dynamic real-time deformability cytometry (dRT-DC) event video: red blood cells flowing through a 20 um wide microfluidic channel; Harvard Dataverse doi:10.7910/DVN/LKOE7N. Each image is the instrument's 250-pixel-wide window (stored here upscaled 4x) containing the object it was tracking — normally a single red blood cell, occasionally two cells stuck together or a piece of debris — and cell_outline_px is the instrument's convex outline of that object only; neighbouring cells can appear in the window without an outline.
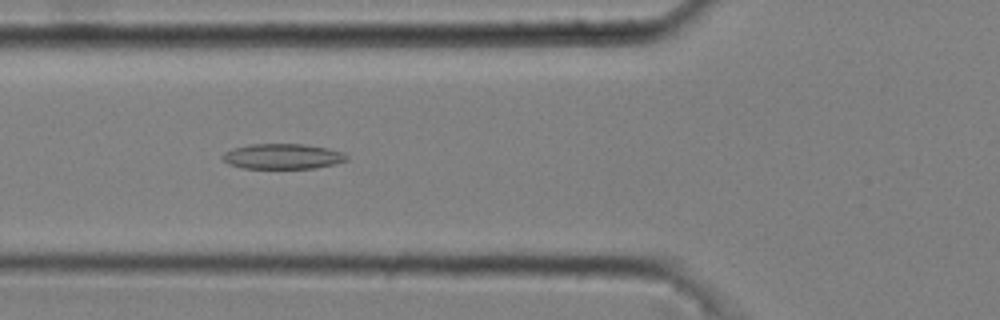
{"species": "common noctule bat (a hibernating species)", "species_latin": "Nyctalus noctula", "temperature_condition": "cold", "stored_images_in_passage": 41, "camera_frame_rate_fps": 3000, "um_per_image_px": 0.085, "animal": {"sex": "male", "body_mass_g": 20.4}, "frame": {"image": 1, "passage_image": 14, "time_ms": 4.333, "image_size_px": [1000, 320], "cell_outline_px": [[348, 160], [336, 164], [316, 168], [240, 168], [228, 164], [220, 156], [224, 152], [232, 148], [252, 144], [304, 144], [328, 148], [344, 152], [348, 156]], "centroid_in_image_um": [24.03, 13.29], "position_along_channel_um": 101.8, "area_um2": 18.5}}
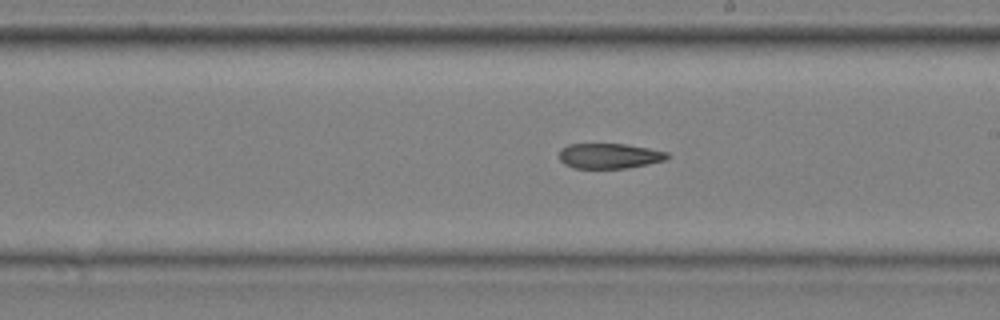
{"frame": {"image": 2, "passage_image": 25, "time_ms": 8.0, "image_size_px": [1000, 320], "cell_outline_px": [[668, 160], [628, 168], [572, 168], [564, 164], [560, 160], [560, 148], [568, 144], [624, 144], [648, 148], [668, 152]], "centroid_in_image_um": [51.79, 13.26], "position_along_channel_um": 237.2, "area_um2": 15.95}}
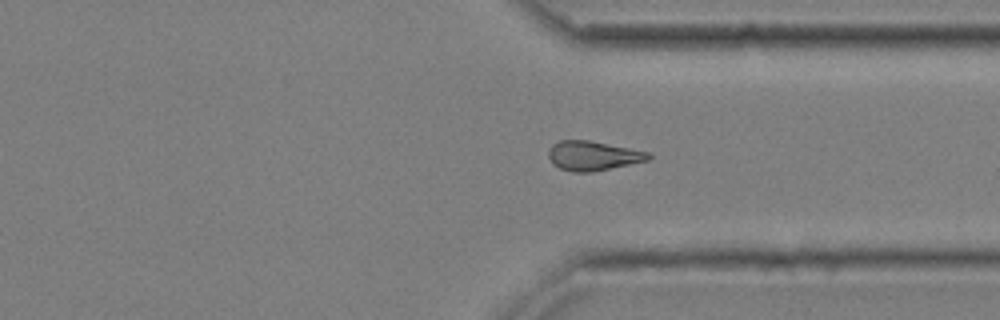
{"frame": {"image": 3, "passage_image": 35, "time_ms": 11.333, "image_size_px": [1000, 320], "cell_outline_px": [[652, 156], [648, 160], [592, 172], [572, 172], [560, 168], [552, 164], [548, 156], [548, 148], [552, 144], [560, 140], [588, 140], [652, 152]], "centroid_in_image_um": [50.39, 13.23], "position_along_channel_um": 361.0, "area_um2": 17.28}}